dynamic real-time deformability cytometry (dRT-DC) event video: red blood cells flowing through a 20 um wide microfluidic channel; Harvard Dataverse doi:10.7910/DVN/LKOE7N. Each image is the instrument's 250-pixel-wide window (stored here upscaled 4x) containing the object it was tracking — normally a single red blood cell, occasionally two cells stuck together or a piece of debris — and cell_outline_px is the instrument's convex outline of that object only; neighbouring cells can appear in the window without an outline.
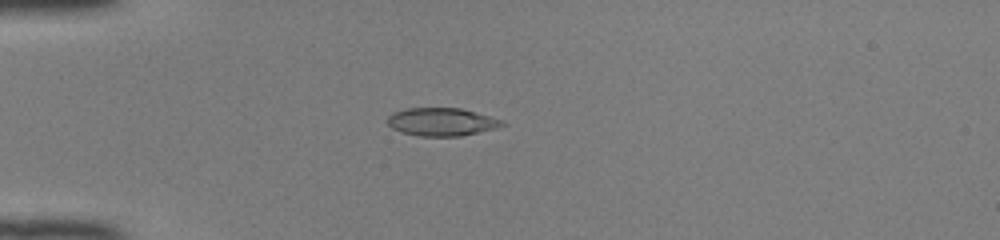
{"species": "common noctule bat (a hibernating species)", "species_latin": "Nyctalus noctula", "temperature_condition": "room temperature", "stored_images_in_passage": 48, "camera_frame_rate_fps": 3000, "um_per_image_px": 0.085, "animal": {"sex": "female", "body_mass_g": 22.0, "forearm_length_mm": 56.7}, "frame": {"image": 1, "passage_image": 13, "time_ms": 4.0, "image_size_px": [1000, 240], "cell_outline_px": [[508, 124], [496, 128], [460, 136], [420, 136], [400, 132], [392, 128], [388, 124], [388, 116], [392, 112], [408, 108], [460, 108], [504, 120]], "centroid_in_image_um": [37.54, 10.36], "position_along_channel_um": 47.5, "area_um2": 18.73}}
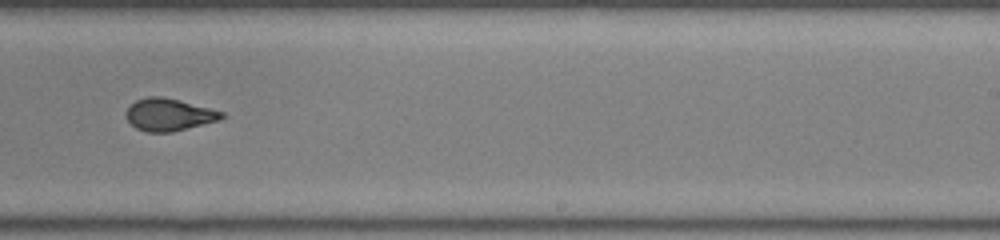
{"frame": {"image": 2, "passage_image": 31, "time_ms": 10.0, "image_size_px": [1000, 240], "cell_outline_px": [[224, 116], [220, 120], [172, 132], [148, 132], [136, 128], [128, 120], [128, 108], [136, 100], [148, 96], [160, 96], [180, 100], [224, 112]], "centroid_in_image_um": [14.39, 9.74], "position_along_channel_um": 274.6, "area_um2": 17.74}}
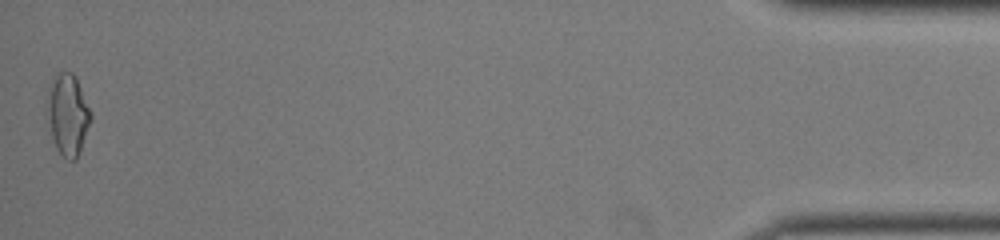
{"frame": {"image": 3, "passage_image": 48, "time_ms": 15.667, "image_size_px": [1000, 240], "cell_outline_px": [[92, 120], [80, 152], [76, 160], [68, 160], [56, 148], [52, 136], [48, 108], [48, 88], [52, 76], [60, 72], [72, 72], [76, 76], [92, 112]], "centroid_in_image_um": [5.81, 9.71], "position_along_channel_um": 429.4, "area_um2": 20.63}, "authors_computed_cell_mechanics": {"area_um2": 18.3804, "velocity_mm_per_s": 4.1751, "shape_relaxation_time_tau1_ms": null, "shape_relaxation_time_tau2_ms": 1.0273, "deformation_change_tau1": null, "deformation_change_tau2": 0.0733}}